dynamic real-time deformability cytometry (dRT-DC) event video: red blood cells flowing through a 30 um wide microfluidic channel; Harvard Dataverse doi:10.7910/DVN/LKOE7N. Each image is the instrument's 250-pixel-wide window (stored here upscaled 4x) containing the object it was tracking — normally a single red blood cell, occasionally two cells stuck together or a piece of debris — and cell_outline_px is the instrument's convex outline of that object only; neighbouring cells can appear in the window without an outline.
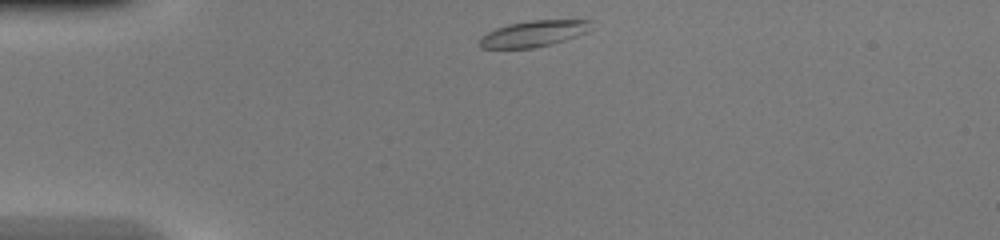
{"species": "common noctule bat (a hibernating species)", "species_latin": "Nyctalus noctula", "temperature_condition": "warm", "stored_images_in_passage": 39, "camera_frame_rate_fps": 3000, "um_per_image_px": 0.085, "animal": {"sex": "female", "body_mass_g": 20.0, "forearm_length_mm": 54.0}, "frame": {"image": 1, "passage_image": 1, "time_ms": 0.0, "image_size_px": [1000, 240], "cell_outline_px": [[592, 28], [588, 32], [552, 44], [536, 48], [480, 48], [480, 36], [496, 28], [508, 24], [532, 20], [592, 20]], "centroid_in_image_um": [45.38, 2.86], "position_along_channel_um": 39.6, "area_um2": 17.05}}
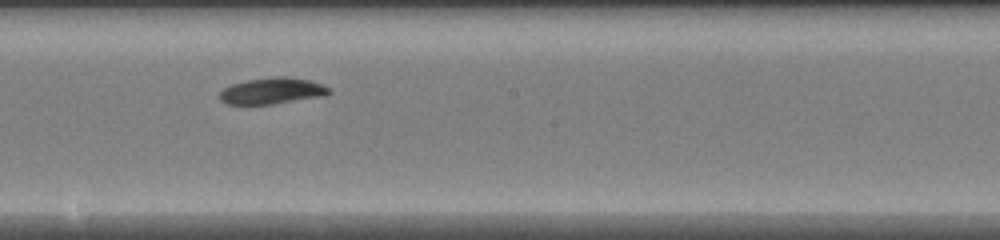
{"frame": {"image": 2, "passage_image": 17, "time_ms": 5.333, "image_size_px": [1000, 240], "cell_outline_px": [[332, 92], [324, 96], [272, 104], [228, 104], [220, 100], [220, 92], [224, 88], [232, 84], [248, 80], [280, 76], [288, 76], [308, 80], [332, 88]], "centroid_in_image_um": [23.16, 7.73], "position_along_channel_um": 225.0, "area_um2": 16.65}}
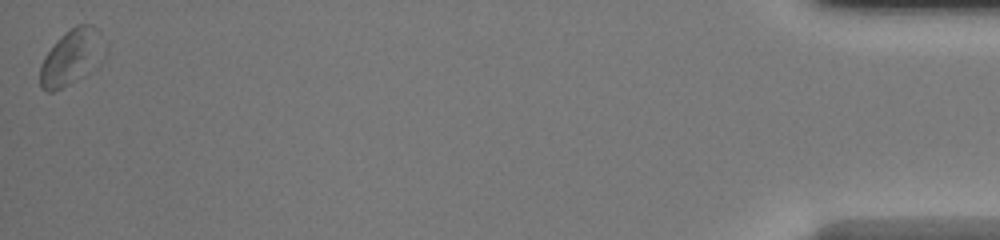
{"frame": {"image": 3, "passage_image": 38, "time_ms": 12.333, "image_size_px": [1000, 240], "cell_outline_px": [[100, 32], [72, 80], [68, 84], [52, 92], [48, 92], [40, 88], [40, 64], [44, 56], [56, 40], [60, 36], [76, 24], [92, 24]], "centroid_in_image_um": [5.65, 4.81], "position_along_channel_um": 429.5, "area_um2": 16.88}, "authors_computed_cell_mechanics": {"area_um2": 16.4152, "velocity_mm_per_s": 4.221, "shape_relaxation_time_tau1_ms": 1.3968, "shape_relaxation_time_tau2_ms": 3.3123, "deformation_change_tau1": 0.1117, "deformation_change_tau2": 0.0793}}